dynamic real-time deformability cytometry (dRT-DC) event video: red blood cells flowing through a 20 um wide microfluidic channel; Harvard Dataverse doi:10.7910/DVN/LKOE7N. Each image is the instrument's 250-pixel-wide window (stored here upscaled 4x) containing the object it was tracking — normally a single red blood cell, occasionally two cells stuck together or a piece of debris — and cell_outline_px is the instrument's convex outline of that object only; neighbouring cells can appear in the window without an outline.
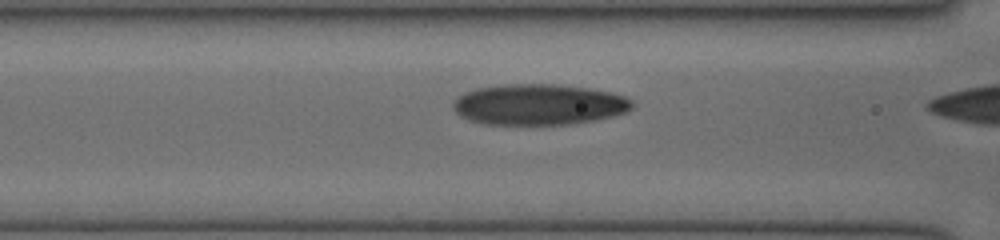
{"species": "human", "species_latin": "Homo sapiens", "temperature_condition": "cold", "stored_images_in_passage": 17, "camera_frame_rate_fps": 3000, "um_per_image_px": 0.085, "donor": {"sex": "female"}, "frame": {"image": 1, "passage_image": 16, "time_ms": 5.0, "image_size_px": [1000, 240], "cell_outline_px": [[632, 108], [624, 112], [612, 116], [596, 120], [572, 124], [484, 124], [468, 120], [460, 116], [452, 108], [452, 104], [464, 92], [476, 88], [504, 84], [560, 84], [588, 88], [608, 92], [624, 96], [632, 100]], "centroid_in_image_um": [45.77, 8.88], "position_along_channel_um": 120.8, "area_um2": 42.66}}